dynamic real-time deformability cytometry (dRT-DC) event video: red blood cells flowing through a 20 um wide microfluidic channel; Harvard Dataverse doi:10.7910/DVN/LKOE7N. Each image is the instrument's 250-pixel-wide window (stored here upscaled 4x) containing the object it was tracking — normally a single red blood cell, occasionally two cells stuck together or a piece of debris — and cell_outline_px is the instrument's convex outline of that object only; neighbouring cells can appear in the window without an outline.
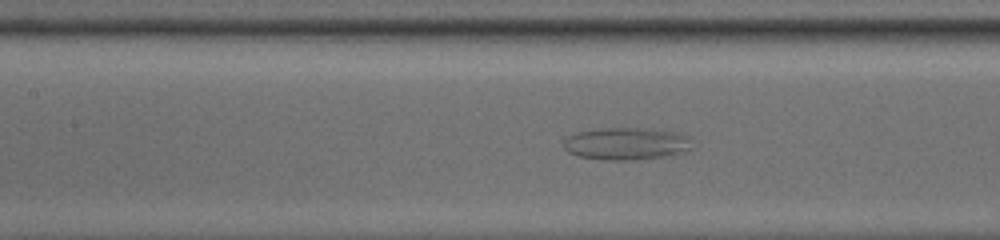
{"species": "common noctule bat (a hibernating species)", "species_latin": "Nyctalus noctula", "temperature_condition": "room temperature", "stored_images_in_passage": 35, "camera_frame_rate_fps": 3000, "um_per_image_px": 0.085, "animal": {"sex": "male", "body_mass_g": 13.0, "forearm_length_mm": 53.1}, "frame": {"image": 1, "passage_image": 8, "time_ms": 2.333, "image_size_px": [1000, 240], "cell_outline_px": [[692, 148], [680, 152], [664, 156], [632, 160], [608, 160], [580, 156], [568, 152], [564, 148], [564, 140], [568, 136], [576, 132], [608, 128], [648, 128], [676, 132], [692, 136]], "centroid_in_image_um": [53.27, 12.2], "position_along_channel_um": 154.1, "area_um2": 24.16}}
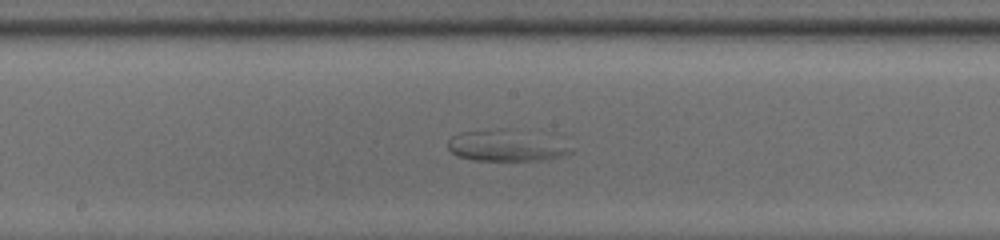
{"frame": {"image": 2, "passage_image": 12, "time_ms": 3.667, "image_size_px": [1000, 240], "cell_outline_px": [[572, 152], [564, 156], [548, 160], [472, 160], [456, 156], [448, 148], [448, 140], [452, 136], [460, 132], [504, 128], [572, 148]], "centroid_in_image_um": [42.84, 12.42], "position_along_channel_um": 205.4, "area_um2": 21.21}}
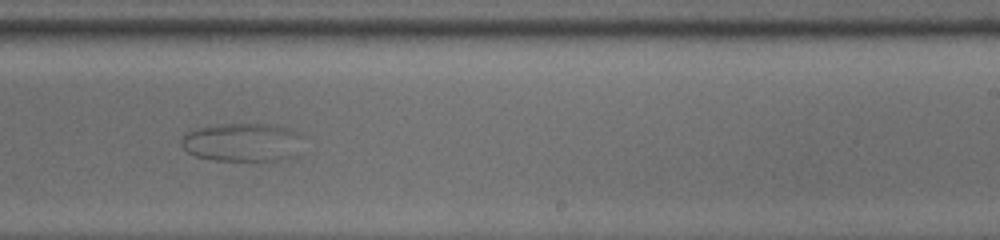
{"frame": {"image": 3, "passage_image": 17, "time_ms": 5.333, "image_size_px": [1000, 240], "cell_outline_px": [[304, 136], [280, 160], [212, 160], [196, 156], [188, 152], [180, 144], [180, 140], [188, 132], [196, 128], [220, 124], [272, 124], [288, 128], [300, 132]], "centroid_in_image_um": [20.48, 12.06], "position_along_channel_um": 268.5, "area_um2": 26.47}}